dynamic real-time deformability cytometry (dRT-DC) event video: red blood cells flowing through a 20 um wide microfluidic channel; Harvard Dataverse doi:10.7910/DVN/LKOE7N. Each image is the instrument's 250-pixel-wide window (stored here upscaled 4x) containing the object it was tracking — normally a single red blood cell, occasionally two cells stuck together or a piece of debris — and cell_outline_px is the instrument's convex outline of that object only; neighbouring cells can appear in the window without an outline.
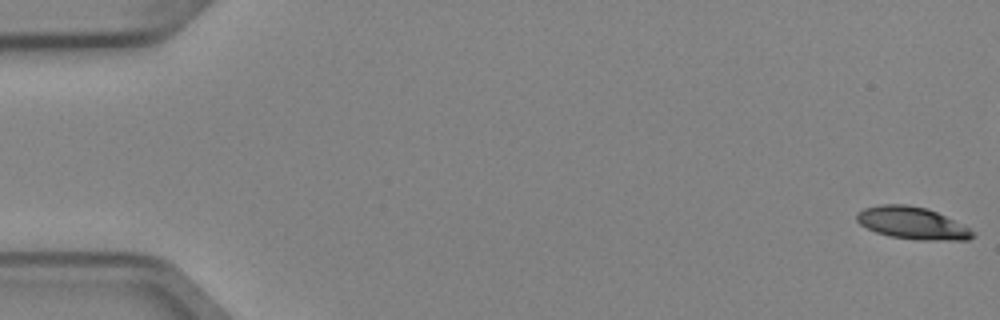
{"species": "Egyptian fruit bat (a non-hibernating species)", "species_latin": "Rousettus aegyptiacus", "temperature_condition": "cold", "stored_images_in_passage": 6, "camera_frame_rate_fps": 3000, "um_per_image_px": 0.085, "animal": {"sex": "female"}, "frame": {"image": 1, "passage_image": 1, "time_ms": 0.0, "image_size_px": [1000, 320], "cell_outline_px": [[976, 236], [968, 240], [920, 240], [892, 236], [876, 232], [860, 224], [856, 220], [856, 216], [864, 208], [880, 204], [904, 204], [928, 208], [968, 228]], "centroid_in_image_um": [77.53, 18.96], "position_along_channel_um": 7.5, "area_um2": 21.39}}
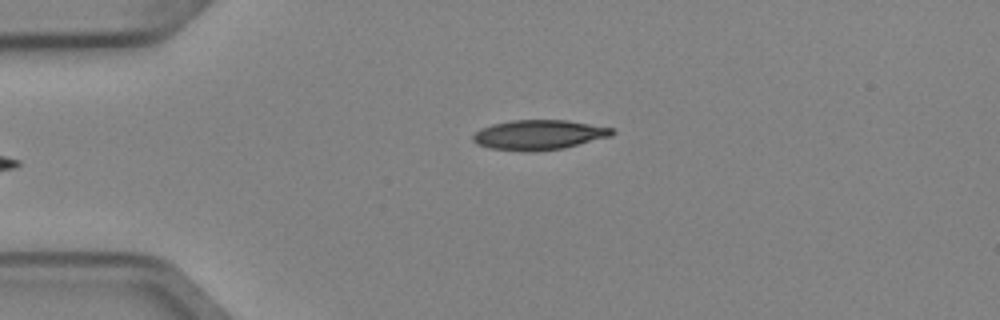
{"frame": {"image": 2, "passage_image": 6, "time_ms": 1.667, "image_size_px": [1000, 320], "cell_outline_px": [[616, 132], [612, 136], [564, 148], [488, 148], [476, 144], [472, 140], [472, 136], [476, 132], [492, 124], [512, 120], [568, 120], [612, 128]], "centroid_in_image_um": [45.86, 11.41], "position_along_channel_um": 39.1, "area_um2": 23.12}}